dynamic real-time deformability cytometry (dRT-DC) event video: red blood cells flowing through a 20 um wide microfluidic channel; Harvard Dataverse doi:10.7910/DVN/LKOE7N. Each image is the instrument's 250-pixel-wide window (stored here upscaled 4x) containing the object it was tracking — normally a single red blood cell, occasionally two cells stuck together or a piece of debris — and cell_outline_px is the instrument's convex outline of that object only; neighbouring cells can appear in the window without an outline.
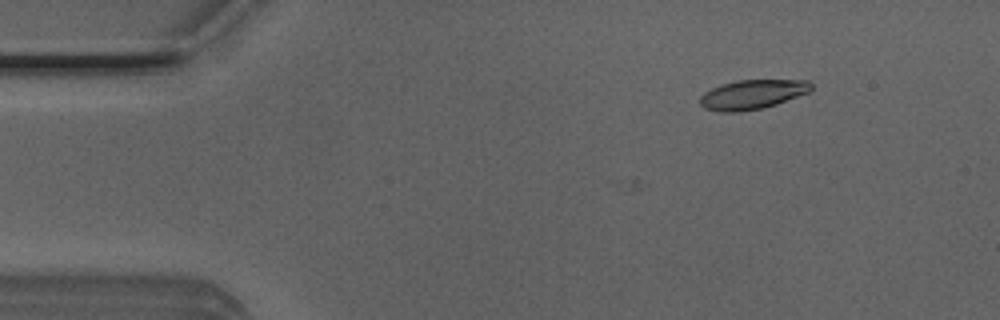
{"species": "Egyptian fruit bat (a non-hibernating species)", "species_latin": "Rousettus aegyptiacus", "temperature_condition": "room temperature", "stored_images_in_passage": 3, "camera_frame_rate_fps": 3000, "um_per_image_px": 0.085, "animal": {"sex": "male"}, "frame": {"image": 1, "passage_image": 3, "time_ms": 0.667, "image_size_px": [1000, 320], "cell_outline_px": [[812, 88], [808, 92], [776, 104], [764, 108], [740, 112], [720, 112], [704, 108], [700, 104], [700, 96], [704, 92], [720, 84], [736, 80], [808, 80], [812, 84]], "centroid_in_image_um": [63.91, 8.03], "position_along_channel_um": 21.1, "area_um2": 19.13}}